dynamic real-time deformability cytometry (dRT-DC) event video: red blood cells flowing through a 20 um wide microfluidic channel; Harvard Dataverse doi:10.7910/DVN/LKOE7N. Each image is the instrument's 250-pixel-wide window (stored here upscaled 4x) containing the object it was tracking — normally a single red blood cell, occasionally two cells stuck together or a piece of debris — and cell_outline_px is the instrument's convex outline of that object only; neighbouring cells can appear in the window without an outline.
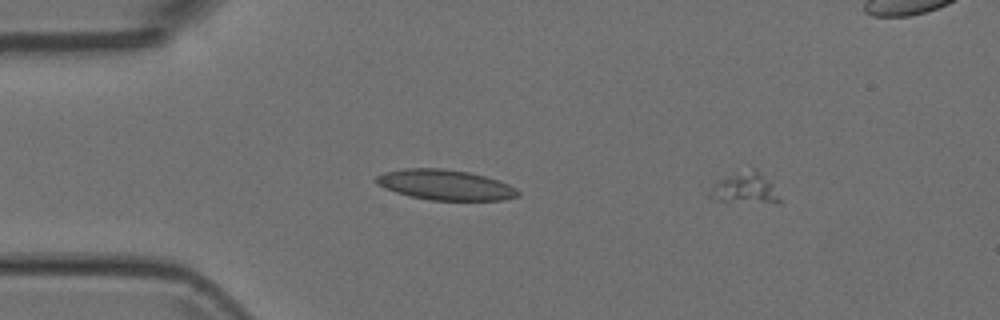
{"species": "Egyptian fruit bat (a non-hibernating species)", "species_latin": "Rousettus aegyptiacus", "temperature_condition": "room temperature", "stored_images_in_passage": 2, "camera_frame_rate_fps": 3000, "um_per_image_px": 0.085, "animal": {"sex": "female"}, "frame": {"image": 1, "passage_image": 2, "time_ms": 0.333, "image_size_px": [1000, 320], "cell_outline_px": [[780, 204], [776, 204], [716, 200], [708, 196], [712, 184], [728, 176], [756, 168], [772, 184], [780, 200]], "centroid_in_image_um": [63.34, 16.04], "position_along_channel_um": 21.7, "area_um2": 12.37}}